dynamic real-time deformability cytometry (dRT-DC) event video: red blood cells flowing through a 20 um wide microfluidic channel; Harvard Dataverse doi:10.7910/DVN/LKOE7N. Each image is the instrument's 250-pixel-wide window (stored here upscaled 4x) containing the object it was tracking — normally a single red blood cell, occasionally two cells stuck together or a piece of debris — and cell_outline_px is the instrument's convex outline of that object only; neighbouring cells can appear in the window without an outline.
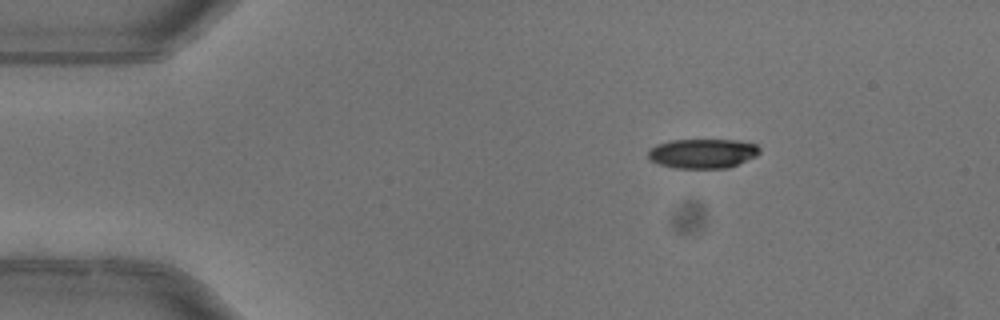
{"species": "common noctule bat (a hibernating species)", "species_latin": "Nyctalus noctula", "temperature_condition": "warm", "stored_images_in_passage": 1, "camera_frame_rate_fps": 3000, "um_per_image_px": 0.085, "animal": {"sex": "female"}, "frame": {"image": 1, "passage_image": 1, "time_ms": 0.0, "image_size_px": [1000, 320], "cell_outline_px": [[760, 152], [756, 156], [728, 168], [672, 168], [656, 164], [648, 160], [648, 148], [656, 144], [668, 140], [740, 140], [756, 144], [760, 148]], "centroid_in_image_um": [59.67, 13.04], "position_along_channel_um": 25.3, "area_um2": 19.54}}